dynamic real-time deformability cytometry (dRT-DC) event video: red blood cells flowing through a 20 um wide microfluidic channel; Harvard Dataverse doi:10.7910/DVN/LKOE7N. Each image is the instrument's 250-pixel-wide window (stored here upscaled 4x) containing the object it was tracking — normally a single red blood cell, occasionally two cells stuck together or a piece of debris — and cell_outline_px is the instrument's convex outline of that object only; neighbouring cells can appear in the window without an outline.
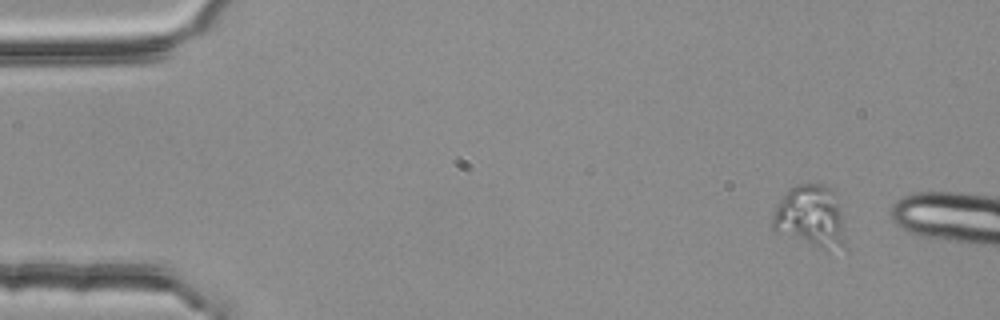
{"species": "common noctule bat (a hibernating species)", "species_latin": "Nyctalus noctula", "temperature_condition": "room temperature", "stored_images_in_passage": 4, "camera_frame_rate_fps": 3000, "um_per_image_px": 0.085, "animal": {"sex": "female", "body_mass_g": 25.1}, "frame": {"image": 1, "passage_image": 1, "time_ms": 0.0, "image_size_px": [1000, 320], "cell_outline_px": [[848, 252], [828, 252], [772, 228], [772, 216], [784, 192], [788, 188], [796, 184], [824, 184], [832, 192], [840, 212], [848, 248]], "centroid_in_image_um": [68.96, 18.47], "position_along_channel_um": 16.0, "area_um2": 26.53}}